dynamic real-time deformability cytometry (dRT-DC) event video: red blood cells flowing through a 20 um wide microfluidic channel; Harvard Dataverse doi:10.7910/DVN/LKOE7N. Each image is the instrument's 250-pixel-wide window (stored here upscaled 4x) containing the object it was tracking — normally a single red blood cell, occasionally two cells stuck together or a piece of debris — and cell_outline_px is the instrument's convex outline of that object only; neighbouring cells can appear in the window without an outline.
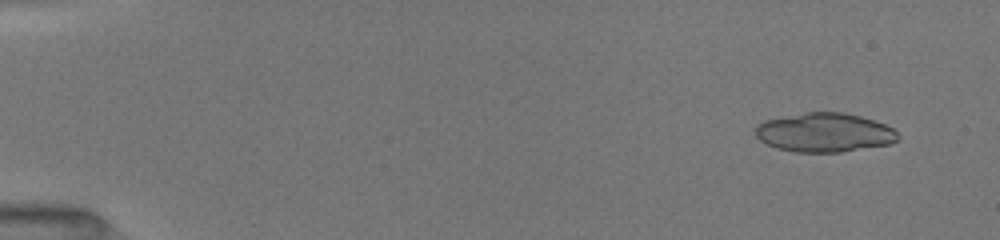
{"species": "common noctule bat (a hibernating species)", "species_latin": "Nyctalus noctula", "temperature_condition": "room temperature", "stored_images_in_passage": 21, "camera_frame_rate_fps": 3000, "um_per_image_px": 0.085, "animal": {"sex": "female", "body_mass_g": 19.5, "forearm_length_mm": 54.1}, "frame": {"image": 1, "passage_image": 4, "time_ms": 1.0, "image_size_px": [1000, 240], "cell_outline_px": [[900, 140], [892, 144], [840, 152], [796, 152], [776, 148], [760, 140], [756, 136], [756, 124], [764, 120], [804, 112], [844, 112], [860, 116], [884, 124], [892, 128], [900, 136]], "centroid_in_image_um": [70.09, 11.26], "position_along_channel_um": 14.9, "area_um2": 32.6}}